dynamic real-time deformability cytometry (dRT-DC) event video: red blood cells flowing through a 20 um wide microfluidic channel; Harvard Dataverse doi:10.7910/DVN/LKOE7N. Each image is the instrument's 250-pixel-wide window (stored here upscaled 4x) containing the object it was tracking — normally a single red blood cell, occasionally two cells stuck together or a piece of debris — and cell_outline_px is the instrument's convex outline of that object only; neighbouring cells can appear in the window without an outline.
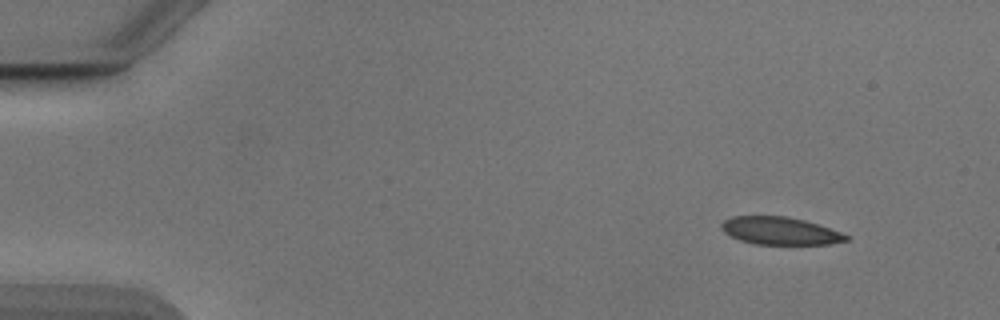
{"species": "Egyptian fruit bat (a non-hibernating species)", "species_latin": "Rousettus aegyptiacus", "temperature_condition": "cold", "stored_images_in_passage": 49, "segment_of_instrument_passage": [1, 2], "camera_frame_rate_fps": 3000, "um_per_image_px": 0.085, "animal": {"sex": "male"}, "frame": {"image": 1, "passage_image": 1, "time_ms": 0.0, "image_size_px": [1000, 320], "cell_outline_px": [[848, 240], [828, 244], [756, 244], [740, 240], [724, 232], [720, 228], [720, 224], [724, 220], [732, 216], [788, 216], [804, 220], [840, 232], [848, 236]], "centroid_in_image_um": [66.26, 19.61], "position_along_channel_um": 18.7, "area_um2": 19.88}}
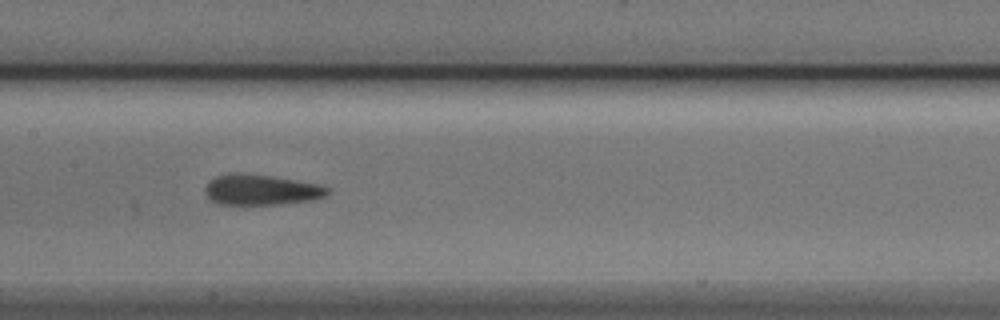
{"frame": {"image": 2, "passage_image": 22, "time_ms": 7.0, "image_size_px": [1000, 320], "cell_outline_px": [[332, 192], [328, 196], [312, 200], [284, 204], [216, 204], [204, 192], [204, 188], [208, 180], [216, 176], [272, 176], [320, 184], [328, 188]], "centroid_in_image_um": [22.28, 16.18], "position_along_channel_um": 185.1, "area_um2": 21.27}}
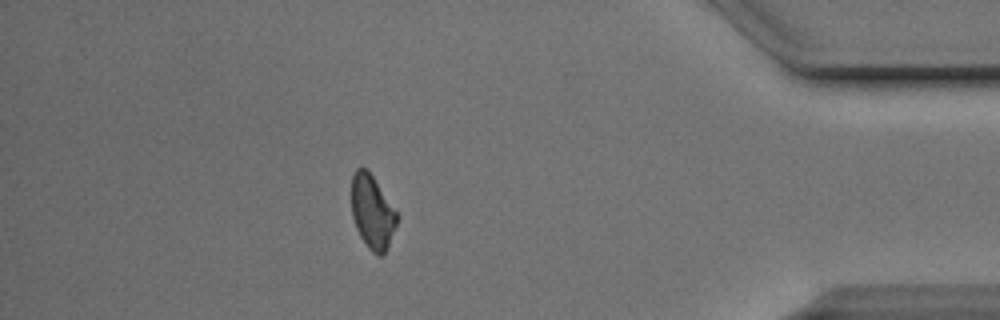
{"frame": {"image": 3, "passage_image": 42, "time_ms": 13.667, "image_size_px": [1000, 320], "cell_outline_px": [[400, 216], [388, 244], [384, 252], [380, 256], [376, 256], [368, 248], [360, 236], [356, 228], [352, 216], [352, 176], [356, 168], [368, 168]], "centroid_in_image_um": [31.65, 17.99], "position_along_channel_um": 403.5, "area_um2": 19.59}}